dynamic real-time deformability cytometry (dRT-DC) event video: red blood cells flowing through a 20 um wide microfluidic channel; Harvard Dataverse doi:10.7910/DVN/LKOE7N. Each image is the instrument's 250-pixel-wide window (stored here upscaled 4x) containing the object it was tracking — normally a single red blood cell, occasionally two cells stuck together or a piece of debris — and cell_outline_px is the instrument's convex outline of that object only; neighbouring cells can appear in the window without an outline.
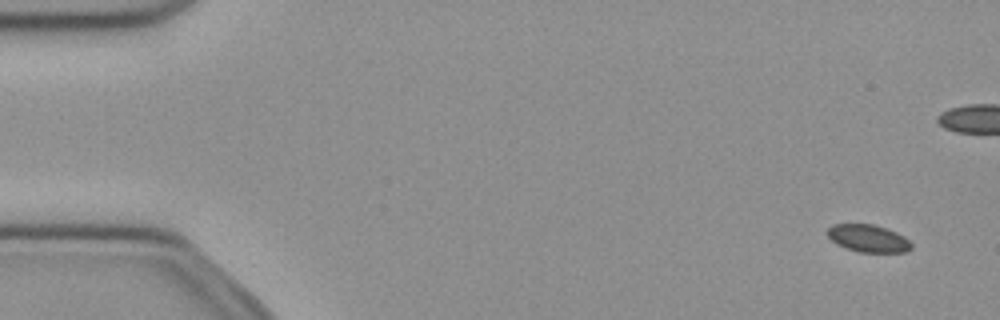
{"species": "common noctule bat (a hibernating species)", "species_latin": "Nyctalus noctula", "temperature_condition": "cold", "stored_images_in_passage": 13, "camera_frame_rate_fps": 3000, "um_per_image_px": 0.085, "animal": {"sex": "female", "body_mass_g": 21.9}, "frame": {"image": 1, "passage_image": 4, "time_ms": 1.0, "image_size_px": [1000, 320], "cell_outline_px": [[912, 248], [908, 252], [860, 252], [836, 244], [828, 236], [828, 228], [832, 224], [872, 224], [896, 232], [904, 236], [912, 244]], "centroid_in_image_um": [73.82, 20.26], "position_along_channel_um": 11.2, "area_um2": 13.29}}